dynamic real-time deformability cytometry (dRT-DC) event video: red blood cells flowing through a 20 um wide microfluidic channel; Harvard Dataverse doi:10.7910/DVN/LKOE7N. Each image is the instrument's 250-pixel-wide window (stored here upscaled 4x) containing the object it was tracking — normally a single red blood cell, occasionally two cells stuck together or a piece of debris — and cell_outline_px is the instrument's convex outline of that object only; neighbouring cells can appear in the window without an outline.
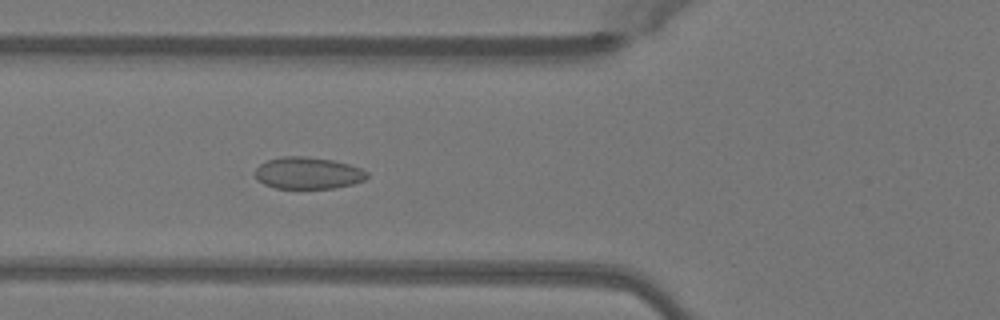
{"species": "Egyptian fruit bat (a non-hibernating species)", "species_latin": "Rousettus aegyptiacus", "temperature_condition": "warm", "stored_images_in_passage": 39, "camera_frame_rate_fps": 3000, "um_per_image_px": 0.085, "animal": {"sex": "female"}, "frame": {"image": 1, "passage_image": 8, "time_ms": 2.333, "image_size_px": [1000, 320], "cell_outline_px": [[368, 176], [364, 180], [352, 184], [332, 188], [276, 188], [264, 184], [252, 172], [260, 164], [268, 160], [284, 156], [308, 156], [332, 160], [348, 164], [360, 168], [368, 172]], "centroid_in_image_um": [26.17, 14.7], "position_along_channel_um": 99.6, "area_um2": 20.69}}
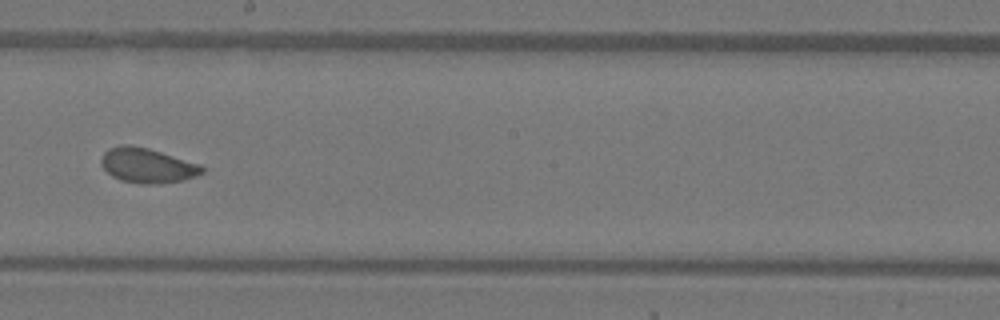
{"frame": {"image": 2, "passage_image": 18, "time_ms": 5.667, "image_size_px": [1000, 320], "cell_outline_px": [[204, 172], [196, 176], [184, 180], [156, 184], [144, 184], [120, 180], [112, 176], [100, 164], [100, 160], [104, 152], [108, 148], [120, 144], [132, 144], [148, 148], [200, 164], [204, 168]], "centroid_in_image_um": [12.5, 14.05], "position_along_channel_um": 235.7, "area_um2": 20.58}}
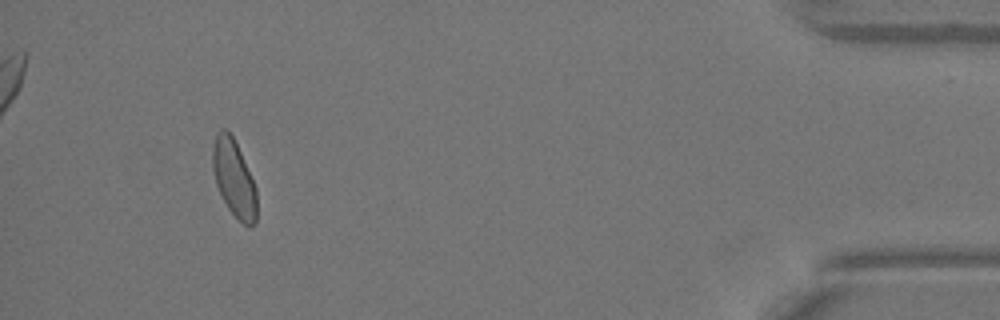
{"frame": {"image": 3, "passage_image": 36, "time_ms": 11.667, "image_size_px": [1000, 320], "cell_outline_px": [[256, 224], [252, 228], [244, 224], [228, 208], [216, 184], [212, 168], [212, 144], [216, 132], [220, 128], [224, 128], [232, 136], [240, 152], [256, 188]], "centroid_in_image_um": [19.87, 15.14], "position_along_channel_um": 415.3, "area_um2": 19.59}, "authors_computed_cell_mechanics": {"area_um2": 20.1144, "velocity_mm_per_s": 4.0863, "shape_relaxation_time_tau1_ms": 3.5511, "shape_relaxation_time_tau2_ms": 1.1628, "deformation_change_tau1": 0.0759, "deformation_change_tau2": 0.0464}}